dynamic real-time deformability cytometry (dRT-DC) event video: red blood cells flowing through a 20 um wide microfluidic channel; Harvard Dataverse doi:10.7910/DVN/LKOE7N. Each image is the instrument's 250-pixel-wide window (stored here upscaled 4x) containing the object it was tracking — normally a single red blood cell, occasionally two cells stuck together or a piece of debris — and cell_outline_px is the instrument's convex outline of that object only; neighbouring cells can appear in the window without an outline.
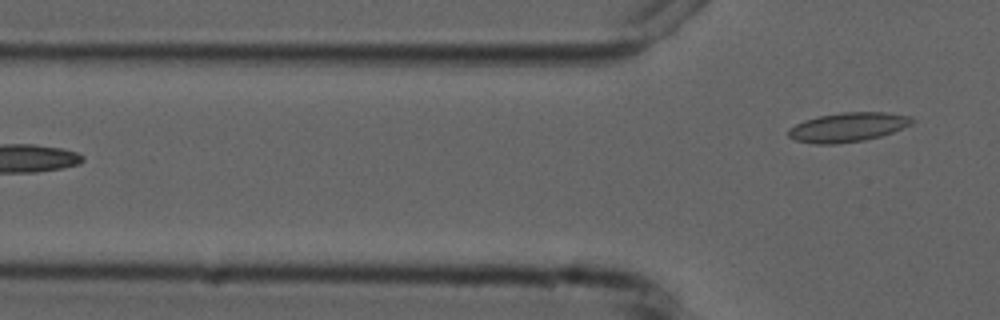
{"species": "common noctule bat (a hibernating species)", "species_latin": "Nyctalus noctula", "temperature_condition": "cold", "stored_images_in_passage": 6, "camera_frame_rate_fps": 3000, "um_per_image_px": 0.085, "animal": {"sex": "male", "forearm_length_mm": 52.5}, "frame": {"image": 1, "passage_image": 6, "time_ms": 6.0, "image_size_px": [1000, 320], "cell_outline_px": [[916, 120], [912, 124], [892, 132], [880, 136], [864, 140], [836, 144], [816, 144], [792, 140], [788, 136], [788, 128], [804, 120], [820, 116], [840, 112], [884, 112], [912, 116]], "centroid_in_image_um": [72.06, 10.81], "position_along_channel_um": 53.7, "area_um2": 21.21}}